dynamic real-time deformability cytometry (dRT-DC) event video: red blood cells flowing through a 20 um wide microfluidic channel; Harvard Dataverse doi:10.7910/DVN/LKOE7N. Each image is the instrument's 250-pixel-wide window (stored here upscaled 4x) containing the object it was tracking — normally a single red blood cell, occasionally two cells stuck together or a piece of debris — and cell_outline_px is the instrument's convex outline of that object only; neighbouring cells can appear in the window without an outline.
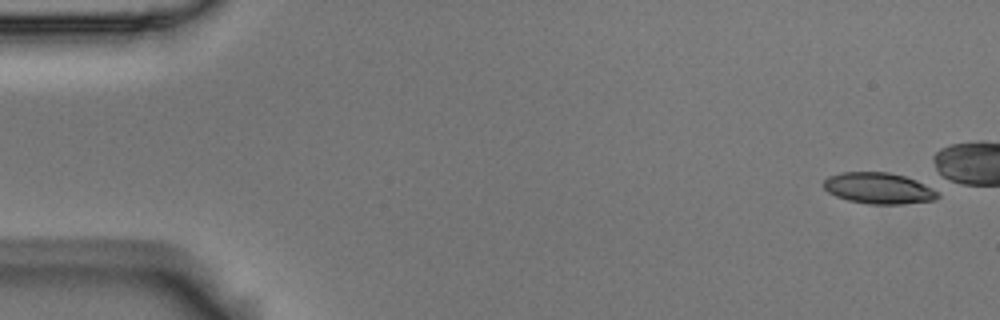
{"species": "Egyptian fruit bat (a non-hibernating species)", "species_latin": "Rousettus aegyptiacus", "temperature_condition": "room temperature", "stored_images_in_passage": 6, "camera_frame_rate_fps": 3000, "um_per_image_px": 0.085, "animal": {"sex": "male"}, "frame": {"image": 1, "passage_image": 1, "time_ms": 0.0, "image_size_px": [1000, 320], "cell_outline_px": [[940, 196], [936, 200], [900, 204], [868, 204], [848, 200], [836, 196], [828, 192], [824, 188], [824, 180], [828, 176], [840, 172], [888, 172], [904, 176], [916, 180], [924, 184], [936, 192]], "centroid_in_image_um": [74.66, 16.0], "position_along_channel_um": 10.3, "area_um2": 20.63}}
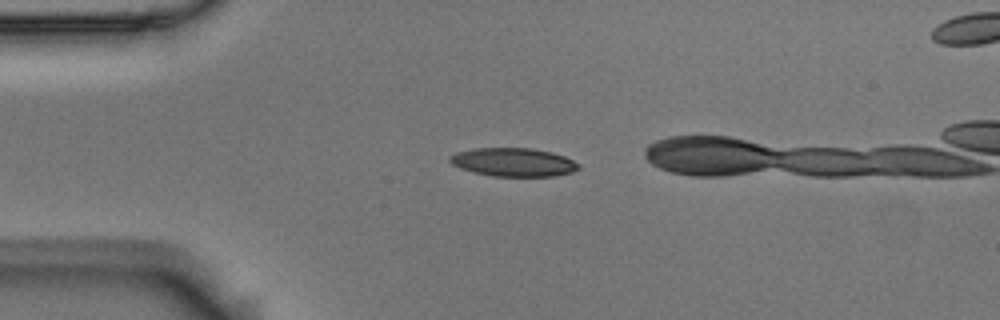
{"frame": {"image": 2, "passage_image": 4, "time_ms": 1.0, "image_size_px": [1000, 320], "cell_outline_px": [[580, 168], [572, 172], [556, 176], [492, 176], [460, 168], [452, 164], [448, 160], [448, 156], [456, 152], [472, 148], [532, 148], [552, 152], [564, 156], [580, 164]], "centroid_in_image_um": [43.63, 13.78], "position_along_channel_um": 41.4, "area_um2": 21.44}}